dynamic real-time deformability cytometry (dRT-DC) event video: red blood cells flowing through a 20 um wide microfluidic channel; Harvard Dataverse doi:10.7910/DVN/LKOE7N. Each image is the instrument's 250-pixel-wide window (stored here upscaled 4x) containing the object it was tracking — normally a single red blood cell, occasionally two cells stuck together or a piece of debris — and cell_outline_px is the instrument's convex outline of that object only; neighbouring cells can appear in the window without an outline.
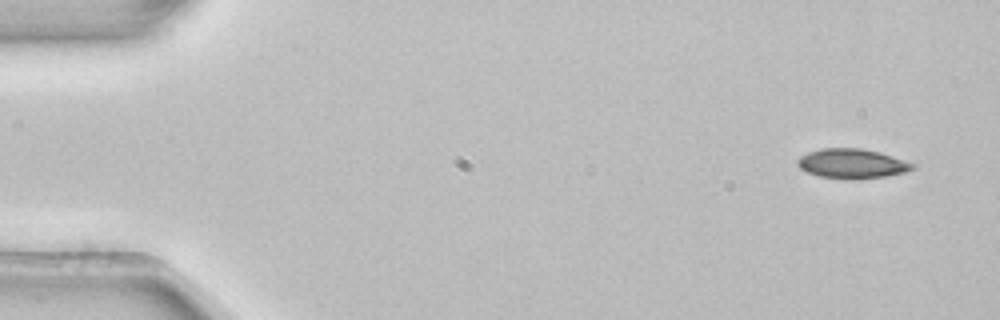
{"species": "common noctule bat (a hibernating species)", "species_latin": "Nyctalus noctula", "temperature_condition": "room temperature", "stored_images_in_passage": 4, "camera_frame_rate_fps": 3000, "um_per_image_px": 0.085, "animal": {"sex": "female", "body_mass_g": 22.7, "forearm_length_mm": 54.2}, "frame": {"image": 1, "passage_image": 1, "time_ms": 0.0, "image_size_px": [1000, 320], "cell_outline_px": [[916, 168], [904, 172], [884, 176], [852, 180], [844, 180], [820, 176], [808, 172], [800, 168], [796, 164], [796, 160], [800, 156], [808, 152], [820, 148], [860, 148], [880, 152], [916, 164]], "centroid_in_image_um": [72.4, 13.91], "position_along_channel_um": 12.6, "area_um2": 20.0}}
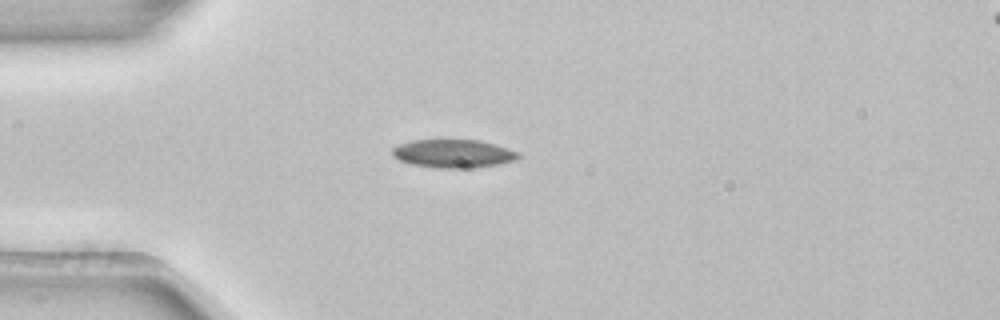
{"frame": {"image": 2, "passage_image": 4, "time_ms": 1.0, "image_size_px": [1000, 320], "cell_outline_px": [[524, 156], [516, 160], [496, 164], [472, 168], [436, 168], [412, 164], [400, 160], [392, 156], [392, 148], [400, 144], [412, 140], [480, 140], [496, 144], [520, 152]], "centroid_in_image_um": [38.58, 13.05], "position_along_channel_um": 46.4, "area_um2": 20.92}}